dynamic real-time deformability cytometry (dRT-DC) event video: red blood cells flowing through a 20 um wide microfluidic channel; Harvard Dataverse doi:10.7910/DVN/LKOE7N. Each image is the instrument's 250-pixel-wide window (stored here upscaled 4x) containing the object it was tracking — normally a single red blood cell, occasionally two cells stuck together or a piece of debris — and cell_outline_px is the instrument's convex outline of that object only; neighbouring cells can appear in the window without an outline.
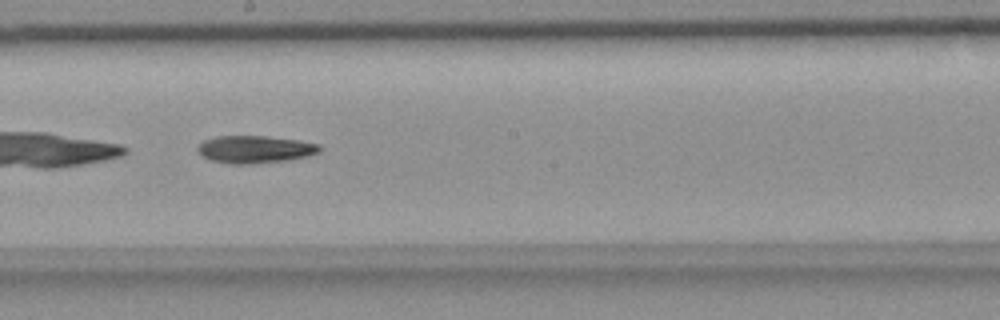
{"species": "common noctule bat (a hibernating species)", "species_latin": "Nyctalus noctula", "temperature_condition": "room temperature", "stored_images_in_passage": 35, "camera_frame_rate_fps": 3000, "um_per_image_px": 0.085, "animal": {"sex": "female", "body_mass_g": 18.4}, "frame": {"image": 1, "passage_image": 16, "time_ms": 5.0, "image_size_px": [1000, 320], "cell_outline_px": [[320, 152], [308, 156], [288, 160], [252, 164], [228, 164], [208, 160], [200, 156], [196, 152], [196, 148], [204, 140], [216, 136], [264, 136], [300, 140], [320, 144]], "centroid_in_image_um": [21.63, 12.7], "position_along_channel_um": 226.6, "area_um2": 19.88}}
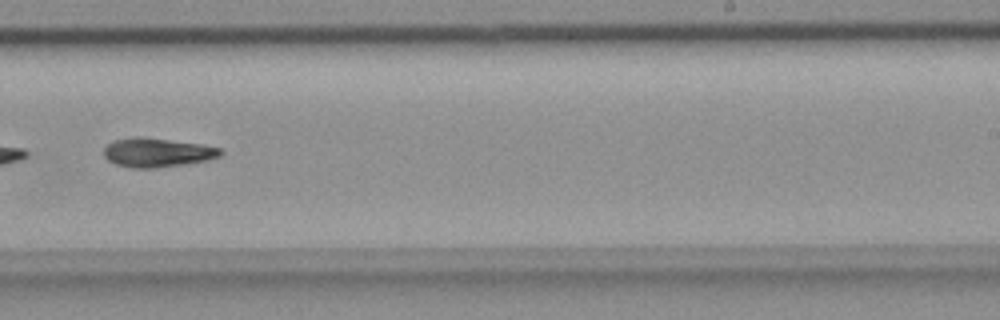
{"frame": {"image": 2, "passage_image": 20, "time_ms": 6.333, "image_size_px": [1000, 320], "cell_outline_px": [[224, 152], [220, 156], [208, 160], [184, 164], [156, 168], [132, 168], [116, 164], [108, 160], [104, 156], [104, 148], [112, 140], [136, 136], [140, 136], [204, 144], [220, 148]], "centroid_in_image_um": [13.37, 12.95], "position_along_channel_um": 275.6, "area_um2": 19.94}}